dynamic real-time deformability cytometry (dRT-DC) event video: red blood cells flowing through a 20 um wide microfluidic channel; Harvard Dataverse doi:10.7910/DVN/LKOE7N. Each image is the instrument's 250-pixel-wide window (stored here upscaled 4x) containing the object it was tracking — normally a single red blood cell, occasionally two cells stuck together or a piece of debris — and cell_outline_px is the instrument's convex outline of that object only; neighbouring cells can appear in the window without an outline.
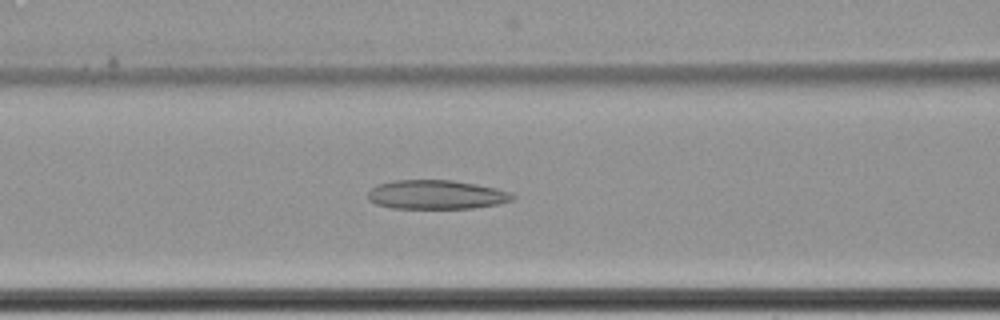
{"species": "common noctule bat (a hibernating species)", "species_latin": "Nyctalus noctula", "temperature_condition": "cold", "stored_images_in_passage": 65, "camera_frame_rate_fps": 3000, "um_per_image_px": 0.085, "animal": {"sex": "female", "body_mass_g": 22.7, "forearm_length_mm": 54.2}, "frame": {"image": 1, "passage_image": 31, "time_ms": 10.0, "image_size_px": [1000, 320], "cell_outline_px": [[516, 196], [512, 200], [496, 204], [472, 208], [392, 208], [376, 204], [368, 200], [368, 192], [376, 184], [392, 180], [452, 180], [476, 184], [496, 188], [508, 192]], "centroid_in_image_um": [37.04, 16.54], "position_along_channel_um": 129.6, "area_um2": 24.45}}
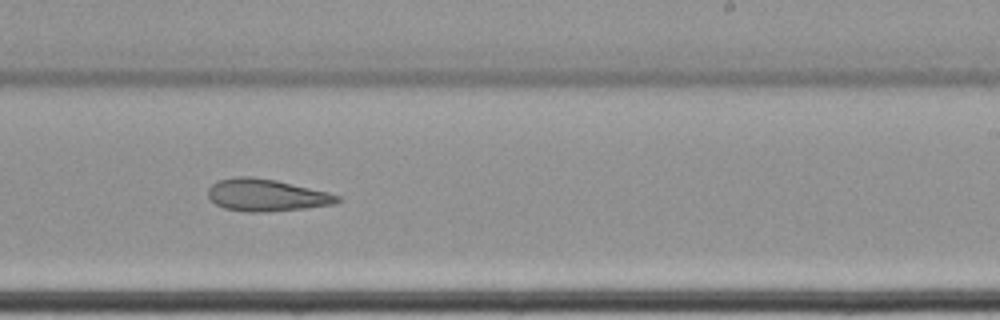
{"frame": {"image": 2, "passage_image": 43, "time_ms": 14.0, "image_size_px": [1000, 320], "cell_outline_px": [[340, 200], [336, 204], [304, 208], [268, 212], [248, 212], [224, 208], [216, 204], [208, 196], [208, 188], [216, 180], [236, 176], [248, 176], [276, 180], [328, 192], [340, 196]], "centroid_in_image_um": [22.63, 16.58], "position_along_channel_um": 266.4, "area_um2": 24.28}}
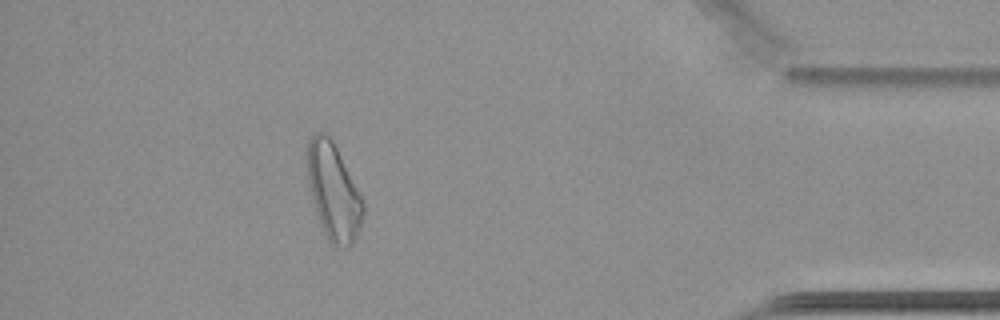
{"frame": {"image": 3, "passage_image": 59, "time_ms": 19.333, "image_size_px": [1000, 320], "cell_outline_px": [[364, 212], [360, 228], [352, 244], [348, 248], [332, 248], [328, 240], [316, 212], [308, 184], [308, 140], [316, 132], [324, 132], [332, 140], [364, 204]], "centroid_in_image_um": [28.34, 16.36], "position_along_channel_um": 406.9, "area_um2": 30.75}, "authors_computed_cell_mechanics": {"area_um2": 29.9404, "velocity_mm_per_s": 3.4243, "shape_relaxation_time_tau1_ms": null, "shape_relaxation_time_tau2_ms": 5.2343, "deformation_change_tau1": null, "deformation_change_tau2": 0.1265}}